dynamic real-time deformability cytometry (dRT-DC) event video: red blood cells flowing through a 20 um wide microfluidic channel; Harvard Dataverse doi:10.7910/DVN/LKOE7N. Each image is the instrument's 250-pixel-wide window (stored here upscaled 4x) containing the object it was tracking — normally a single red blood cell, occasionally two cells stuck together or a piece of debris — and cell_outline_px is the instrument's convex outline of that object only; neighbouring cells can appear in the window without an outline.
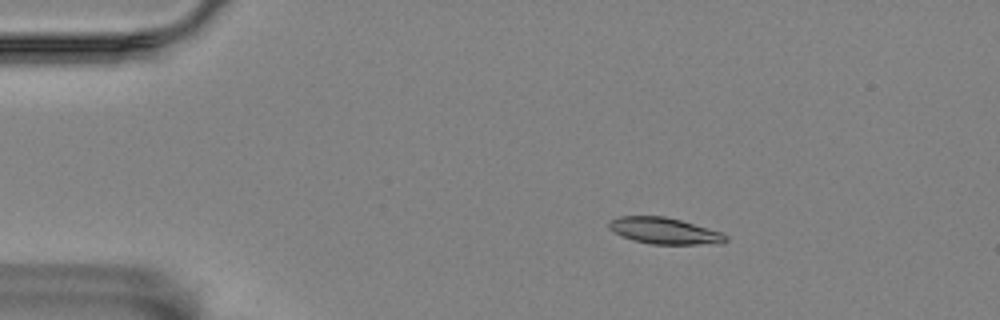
{"species": "Egyptian fruit bat (a non-hibernating species)", "species_latin": "Rousettus aegyptiacus", "temperature_condition": "room temperature", "stored_images_in_passage": 49, "camera_frame_rate_fps": 3000, "um_per_image_px": 0.085, "animal": {"sex": "female"}, "frame": {"image": 1, "passage_image": 2, "time_ms": 0.333, "image_size_px": [1000, 320], "cell_outline_px": [[728, 240], [724, 244], [652, 244], [632, 240], [608, 228], [608, 224], [612, 220], [620, 216], [664, 216], [680, 220], [708, 228], [720, 232], [728, 236]], "centroid_in_image_um": [56.53, 19.63], "position_along_channel_um": 28.5, "area_um2": 17.8}}
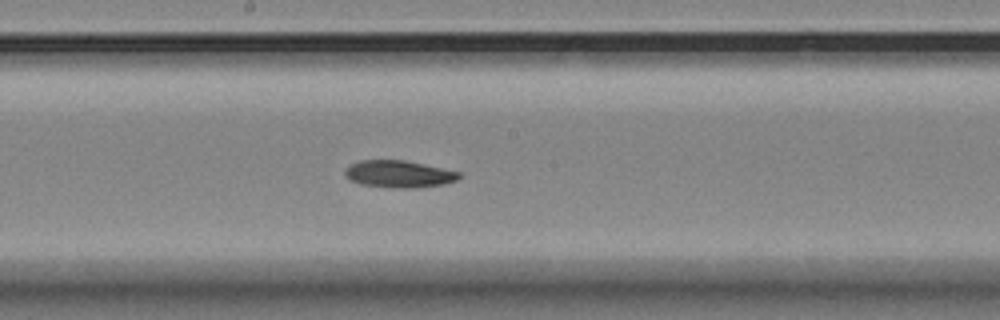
{"frame": {"image": 2, "passage_image": 23, "time_ms": 7.333, "image_size_px": [1000, 320], "cell_outline_px": [[460, 176], [456, 180], [444, 184], [412, 188], [400, 188], [360, 184], [348, 180], [344, 176], [344, 172], [348, 164], [360, 160], [404, 160], [460, 172]], "centroid_in_image_um": [33.83, 14.79], "position_along_channel_um": 214.4, "area_um2": 17.98}}
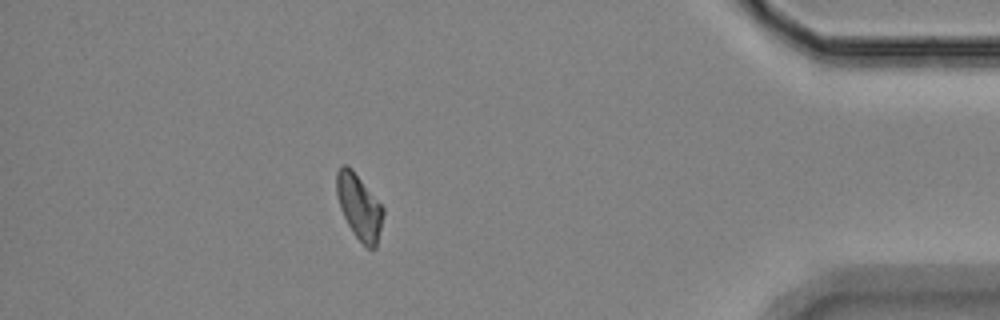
{"frame": {"image": 3, "passage_image": 43, "time_ms": 14.0, "image_size_px": [1000, 320], "cell_outline_px": [[384, 212], [376, 248], [368, 248], [352, 232], [340, 208], [336, 192], [336, 172], [340, 164], [348, 164], [352, 168], [384, 208]], "centroid_in_image_um": [30.51, 17.52], "position_along_channel_um": 404.7, "area_um2": 17.63}}